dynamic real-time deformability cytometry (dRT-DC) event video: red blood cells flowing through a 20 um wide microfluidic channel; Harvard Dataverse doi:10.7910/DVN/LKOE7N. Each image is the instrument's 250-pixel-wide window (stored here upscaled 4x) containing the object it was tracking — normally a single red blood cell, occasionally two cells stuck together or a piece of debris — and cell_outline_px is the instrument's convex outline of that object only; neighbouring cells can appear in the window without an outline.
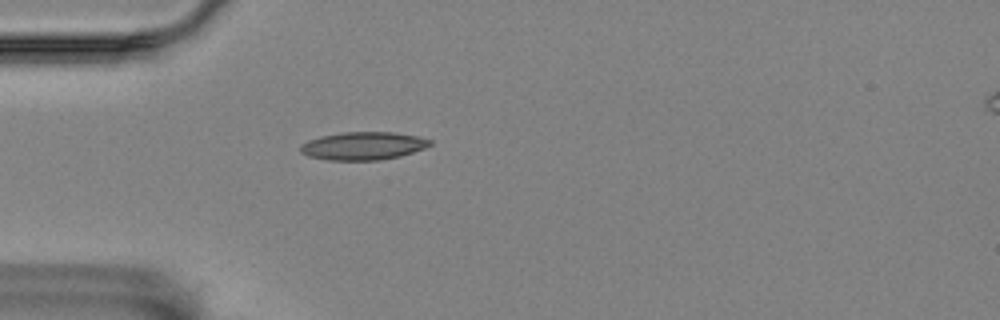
{"species": "Egyptian fruit bat (a non-hibernating species)", "species_latin": "Rousettus aegyptiacus", "temperature_condition": "room temperature", "stored_images_in_passage": 1, "camera_frame_rate_fps": 3000, "um_per_image_px": 0.085, "animal": {"sex": "female"}, "frame": {"image": 1, "passage_image": 1, "time_ms": 0.0, "image_size_px": [1000, 320], "cell_outline_px": [[432, 144], [424, 148], [400, 156], [380, 160], [328, 160], [308, 156], [300, 152], [300, 144], [308, 140], [320, 136], [344, 132], [392, 132], [416, 136], [432, 140]], "centroid_in_image_um": [30.84, 12.4], "position_along_channel_um": 54.2, "area_um2": 21.1}}